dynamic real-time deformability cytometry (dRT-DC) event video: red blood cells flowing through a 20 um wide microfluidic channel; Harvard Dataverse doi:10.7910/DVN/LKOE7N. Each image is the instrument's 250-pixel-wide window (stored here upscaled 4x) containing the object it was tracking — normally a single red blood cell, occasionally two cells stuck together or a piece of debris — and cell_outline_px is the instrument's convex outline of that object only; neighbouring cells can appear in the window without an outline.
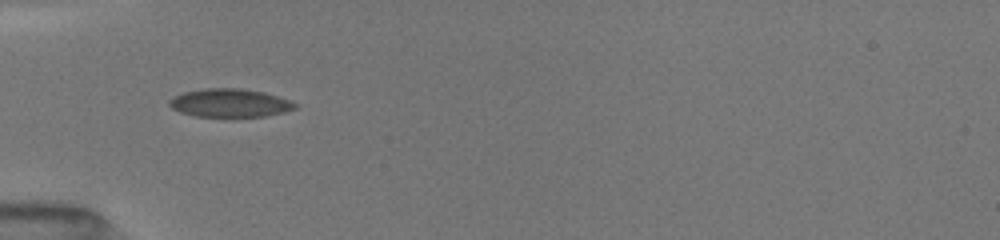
{"species": "common noctule bat (a hibernating species)", "species_latin": "Nyctalus noctula", "temperature_condition": "room temperature", "stored_images_in_passage": 3, "camera_frame_rate_fps": 3000, "um_per_image_px": 0.085, "animal": {"sex": "female", "body_mass_g": 19.5, "forearm_length_mm": 54.1}, "frame": {"image": 1, "passage_image": 1, "time_ms": 0.0, "image_size_px": [1000, 240], "cell_outline_px": [[296, 108], [284, 112], [268, 116], [196, 116], [180, 112], [172, 108], [168, 104], [168, 100], [184, 92], [204, 88], [240, 88], [264, 92], [292, 100], [296, 104]], "centroid_in_image_um": [19.56, 8.74], "position_along_channel_um": 65.4, "area_um2": 20.69}}
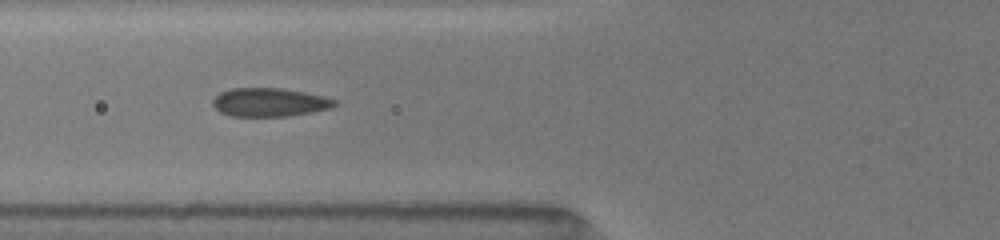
{"frame": {"image": 2, "passage_image": 2, "time_ms": 1.0, "image_size_px": [1000, 240], "cell_outline_px": [[340, 104], [332, 108], [312, 112], [288, 116], [232, 116], [220, 112], [212, 104], [212, 100], [220, 92], [232, 88], [280, 88], [304, 92], [324, 96], [336, 100]], "centroid_in_image_um": [22.94, 8.69], "position_along_channel_um": 102.9, "area_um2": 20.35}}